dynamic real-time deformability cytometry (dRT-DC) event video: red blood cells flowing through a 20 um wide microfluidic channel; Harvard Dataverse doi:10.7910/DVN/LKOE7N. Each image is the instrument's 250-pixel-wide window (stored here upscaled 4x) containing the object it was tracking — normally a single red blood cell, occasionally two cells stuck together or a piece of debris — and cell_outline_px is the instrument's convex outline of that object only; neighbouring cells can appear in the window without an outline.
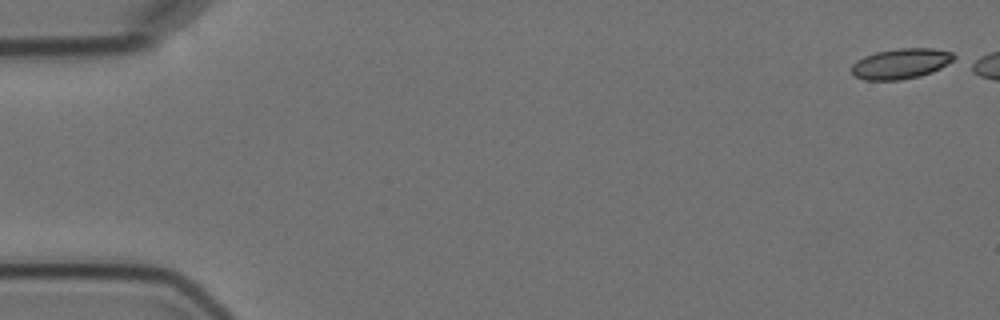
{"species": "Egyptian fruit bat (a non-hibernating species)", "species_latin": "Rousettus aegyptiacus", "temperature_condition": "cold", "stored_images_in_passage": 10, "camera_frame_rate_fps": 3000, "um_per_image_px": 0.085, "animal": {"sex": "female"}, "frame": {"image": 1, "passage_image": 1, "time_ms": 0.0, "image_size_px": [1000, 320], "cell_outline_px": [[956, 56], [952, 60], [940, 68], [932, 72], [920, 76], [900, 80], [864, 80], [856, 76], [852, 72], [852, 64], [856, 60], [864, 56], [876, 52], [900, 48], [932, 48], [952, 52]], "centroid_in_image_um": [76.56, 5.41], "position_along_channel_um": 8.4, "area_um2": 18.03}}
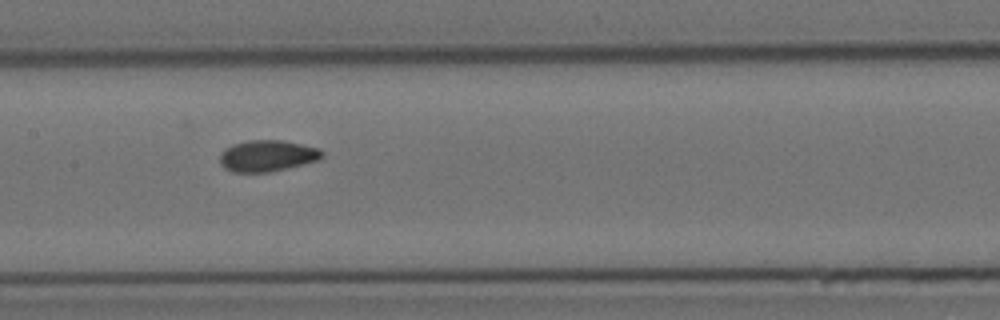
{"frame": {"image": 2, "passage_image": 9, "time_ms": 10.667, "image_size_px": [1000, 320], "cell_outline_px": [[324, 156], [320, 160], [288, 168], [268, 172], [232, 172], [224, 168], [220, 164], [220, 152], [224, 148], [232, 144], [248, 140], [280, 140], [320, 148], [324, 152]], "centroid_in_image_um": [22.72, 13.24], "position_along_channel_um": 184.7, "area_um2": 18.9}}
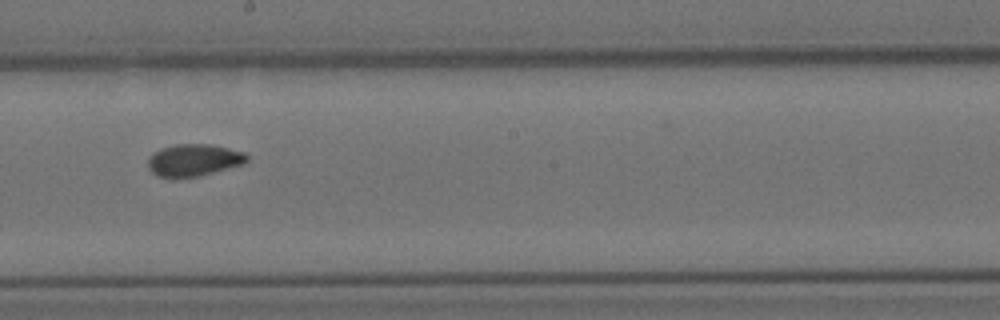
{"frame": {"image": 3, "passage_image": 10, "time_ms": 12.0, "image_size_px": [1000, 320], "cell_outline_px": [[248, 160], [244, 164], [196, 176], [172, 180], [156, 176], [148, 168], [148, 160], [152, 152], [160, 148], [176, 144], [212, 144], [244, 152], [248, 156]], "centroid_in_image_um": [16.41, 13.62], "position_along_channel_um": 231.8, "area_um2": 18.84}}